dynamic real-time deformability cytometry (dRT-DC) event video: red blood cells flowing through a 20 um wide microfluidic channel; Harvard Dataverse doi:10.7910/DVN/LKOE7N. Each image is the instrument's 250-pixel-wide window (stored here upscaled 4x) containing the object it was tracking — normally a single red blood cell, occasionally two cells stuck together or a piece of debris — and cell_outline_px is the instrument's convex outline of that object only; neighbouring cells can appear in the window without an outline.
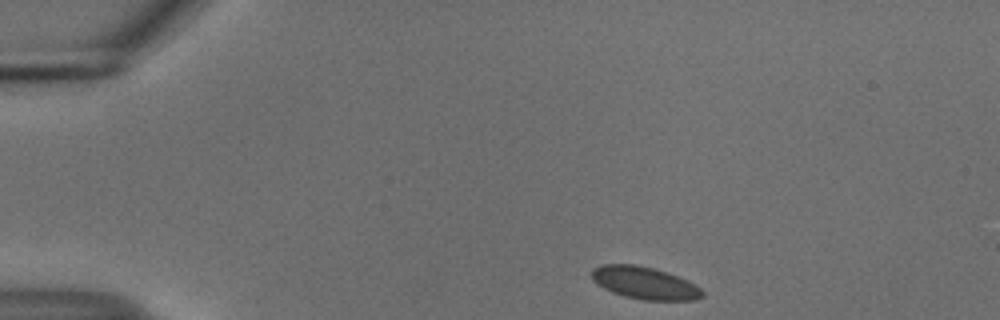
{"species": "common noctule bat (a hibernating species)", "species_latin": "Nyctalus noctula", "temperature_condition": "cold", "stored_images_in_passage": 46, "camera_frame_rate_fps": 3000, "um_per_image_px": 0.085, "animal": {"sex": "male", "body_mass_g": 18.8}, "frame": {"image": 1, "passage_image": 1, "time_ms": 0.0, "image_size_px": [1000, 320], "cell_outline_px": [[704, 296], [696, 300], [644, 300], [624, 296], [612, 292], [596, 284], [592, 280], [592, 268], [600, 264], [632, 264], [652, 268], [668, 272], [700, 288], [704, 292]], "centroid_in_image_um": [54.75, 24.05], "position_along_channel_um": 30.2, "area_um2": 20.75}}
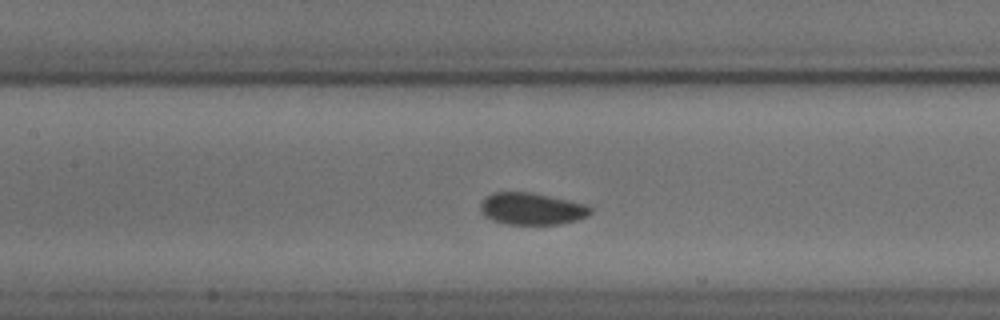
{"frame": {"image": 2, "passage_image": 17, "time_ms": 5.333, "image_size_px": [1000, 320], "cell_outline_px": [[592, 212], [588, 216], [576, 220], [560, 224], [504, 224], [492, 220], [484, 216], [480, 212], [480, 204], [488, 196], [496, 192], [528, 192], [588, 204], [592, 208]], "centroid_in_image_um": [45.21, 17.76], "position_along_channel_um": 162.2, "area_um2": 20.46}}
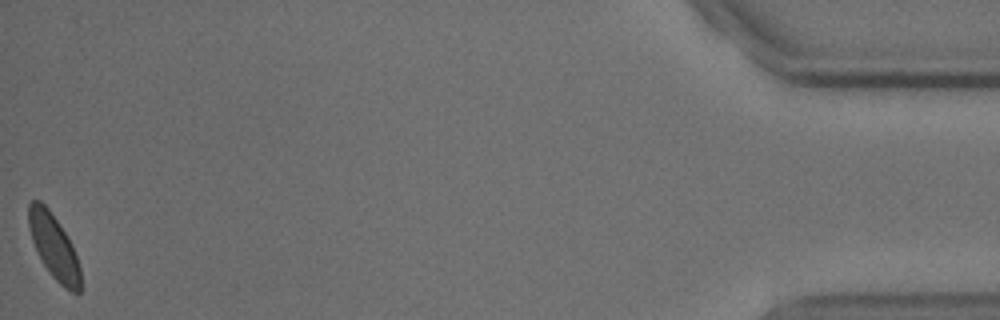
{"frame": {"image": 3, "passage_image": 46, "time_ms": 15.0, "image_size_px": [1000, 320], "cell_outline_px": [[80, 292], [72, 292], [64, 288], [52, 276], [44, 264], [32, 240], [28, 224], [28, 204], [32, 200], [40, 200], [48, 208], [72, 244], [80, 268]], "centroid_in_image_um": [4.57, 20.95], "position_along_channel_um": 430.6, "area_um2": 19.07}}